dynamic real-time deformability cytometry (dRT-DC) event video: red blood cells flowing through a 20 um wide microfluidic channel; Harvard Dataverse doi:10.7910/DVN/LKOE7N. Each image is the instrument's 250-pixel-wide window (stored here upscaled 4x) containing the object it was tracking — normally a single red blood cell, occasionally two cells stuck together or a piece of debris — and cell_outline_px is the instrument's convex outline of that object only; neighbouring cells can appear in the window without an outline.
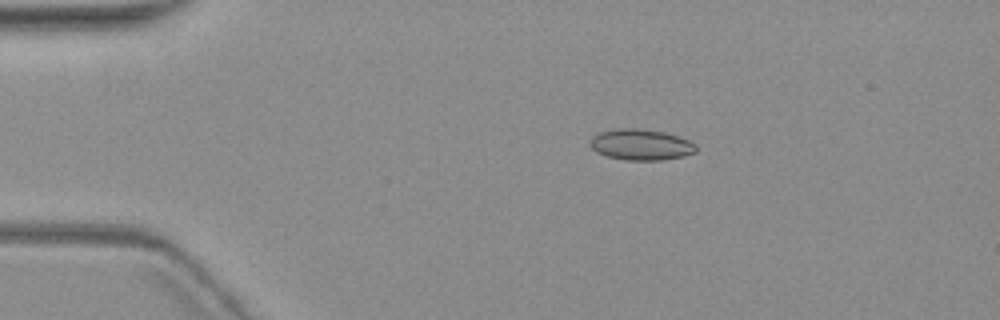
{"species": "common noctule bat (a hibernating species)", "species_latin": "Nyctalus noctula", "temperature_condition": "warm", "stored_images_in_passage": 4, "camera_frame_rate_fps": 3000, "um_per_image_px": 0.085, "animal": {"sex": "female", "body_mass_g": 19.3, "forearm_length_mm": 54.1}, "frame": {"image": 1, "passage_image": 3, "time_ms": 2.333, "image_size_px": [1000, 320], "cell_outline_px": [[696, 152], [684, 156], [660, 160], [628, 160], [608, 156], [596, 152], [592, 148], [592, 136], [600, 132], [616, 128], [636, 128], [664, 132], [688, 140], [696, 144]], "centroid_in_image_um": [54.49, 12.29], "position_along_channel_um": 30.5, "area_um2": 18.9}}